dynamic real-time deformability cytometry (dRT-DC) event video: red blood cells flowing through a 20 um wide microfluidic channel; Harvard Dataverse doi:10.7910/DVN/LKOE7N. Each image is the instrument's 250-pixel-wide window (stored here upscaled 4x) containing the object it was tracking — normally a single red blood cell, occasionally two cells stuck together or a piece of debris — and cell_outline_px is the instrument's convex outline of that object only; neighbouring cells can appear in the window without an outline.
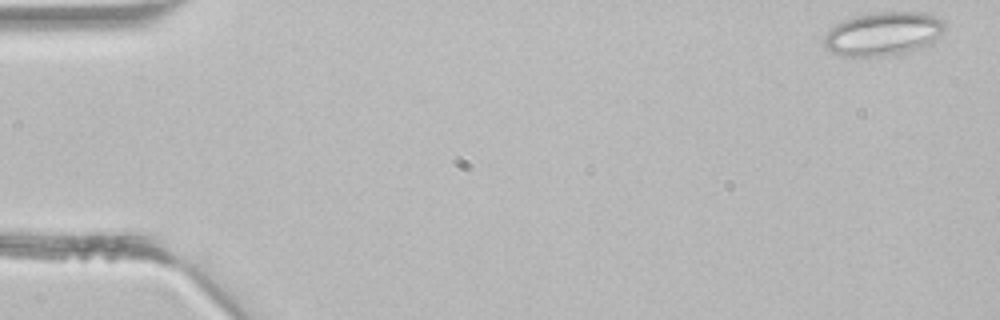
{"species": "common noctule bat (a hibernating species)", "species_latin": "Nyctalus noctula", "temperature_condition": "room temperature", "stored_images_in_passage": 12, "camera_frame_rate_fps": 3000, "um_per_image_px": 0.085, "animal": {"sex": "male", "body_mass_g": 21.5, "forearm_length_mm": 52.0}, "frame": {"image": 1, "passage_image": 1, "time_ms": 0.0, "image_size_px": [1000, 320], "cell_outline_px": [[948, 24], [944, 32], [932, 44], [924, 48], [908, 52], [868, 60], [840, 56], [824, 48], [824, 36], [836, 24], [844, 20], [856, 16], [876, 12], [924, 12], [944, 20]], "centroid_in_image_um": [75.11, 2.93], "position_along_channel_um": 9.9, "area_um2": 31.91}}